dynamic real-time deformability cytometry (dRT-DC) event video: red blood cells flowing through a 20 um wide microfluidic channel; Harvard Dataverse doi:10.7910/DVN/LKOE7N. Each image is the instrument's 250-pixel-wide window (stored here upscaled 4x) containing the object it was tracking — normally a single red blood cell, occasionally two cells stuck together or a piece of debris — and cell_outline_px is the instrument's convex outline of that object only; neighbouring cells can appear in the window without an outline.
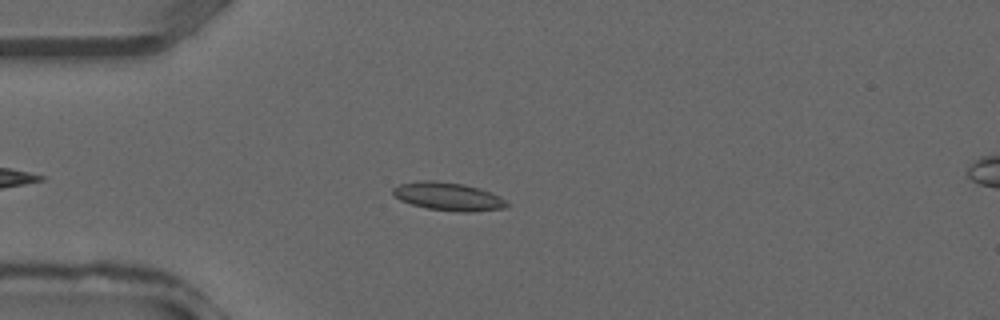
{"species": "common noctule bat (a hibernating species)", "species_latin": "Nyctalus noctula", "temperature_condition": "warm", "stored_images_in_passage": 32, "camera_frame_rate_fps": 3000, "um_per_image_px": 0.085, "animal": {"sex": "male", "forearm_length_mm": 52.5}, "frame": {"image": 1, "passage_image": 7, "time_ms": 2.0, "image_size_px": [1000, 320], "cell_outline_px": [[508, 204], [504, 208], [472, 212], [464, 212], [428, 208], [412, 204], [400, 200], [392, 196], [392, 188], [400, 184], [416, 180], [436, 180], [464, 184], [480, 188], [500, 196]], "centroid_in_image_um": [38.05, 16.68], "position_along_channel_um": 46.9, "area_um2": 18.73}}
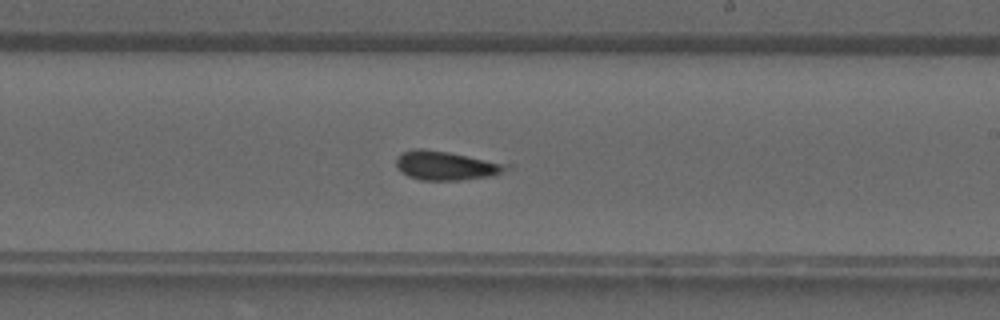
{"frame": {"image": 2, "passage_image": 19, "time_ms": 6.0, "image_size_px": [1000, 320], "cell_outline_px": [[512, 168], [496, 176], [460, 180], [420, 180], [408, 176], [400, 172], [396, 168], [396, 156], [400, 152], [412, 148], [424, 148], [448, 152], [512, 164]], "centroid_in_image_um": [37.93, 14.07], "position_along_channel_um": 251.1, "area_um2": 19.25}}
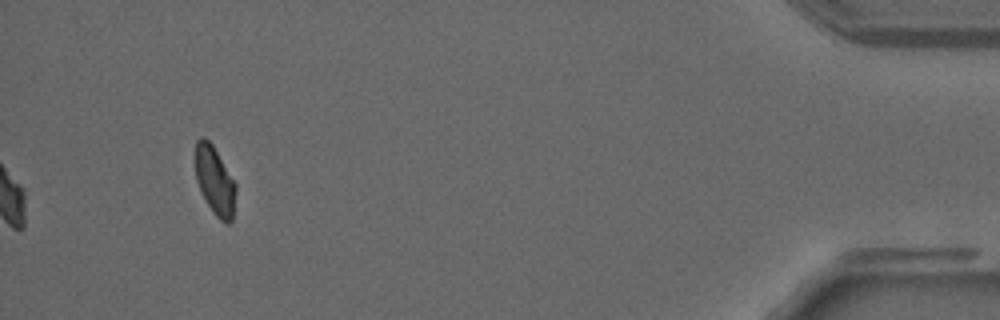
{"frame": {"image": 3, "passage_image": 32, "time_ms": 10.333, "image_size_px": [1000, 320], "cell_outline_px": [[236, 192], [232, 220], [228, 224], [224, 224], [216, 216], [208, 204], [196, 180], [196, 140], [200, 136], [204, 136], [212, 144], [236, 184]], "centroid_in_image_um": [18.27, 15.36], "position_along_channel_um": 416.9, "area_um2": 15.9}}